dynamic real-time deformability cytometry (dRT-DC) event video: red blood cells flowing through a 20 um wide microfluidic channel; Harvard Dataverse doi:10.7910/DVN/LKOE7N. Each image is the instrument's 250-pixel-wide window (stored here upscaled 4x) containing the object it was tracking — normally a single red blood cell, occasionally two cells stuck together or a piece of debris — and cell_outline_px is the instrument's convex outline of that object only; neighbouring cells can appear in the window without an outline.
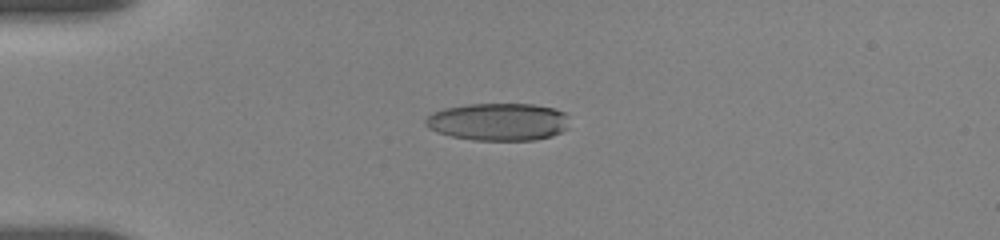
{"species": "human", "species_latin": "Homo sapiens", "temperature_condition": "room temperature", "stored_images_in_passage": 6, "camera_frame_rate_fps": 3000, "um_per_image_px": 0.085, "donor": {"sex": "female"}, "frame": {"image": 1, "passage_image": 5, "time_ms": 4.0, "image_size_px": [1000, 240], "cell_outline_px": [[568, 128], [552, 136], [536, 140], [472, 140], [452, 136], [436, 132], [428, 128], [424, 124], [424, 120], [428, 116], [444, 108], [468, 104], [532, 104], [556, 108], [564, 112], [568, 116]], "centroid_in_image_um": [42.38, 10.35], "position_along_channel_um": 42.6, "area_um2": 31.67}}